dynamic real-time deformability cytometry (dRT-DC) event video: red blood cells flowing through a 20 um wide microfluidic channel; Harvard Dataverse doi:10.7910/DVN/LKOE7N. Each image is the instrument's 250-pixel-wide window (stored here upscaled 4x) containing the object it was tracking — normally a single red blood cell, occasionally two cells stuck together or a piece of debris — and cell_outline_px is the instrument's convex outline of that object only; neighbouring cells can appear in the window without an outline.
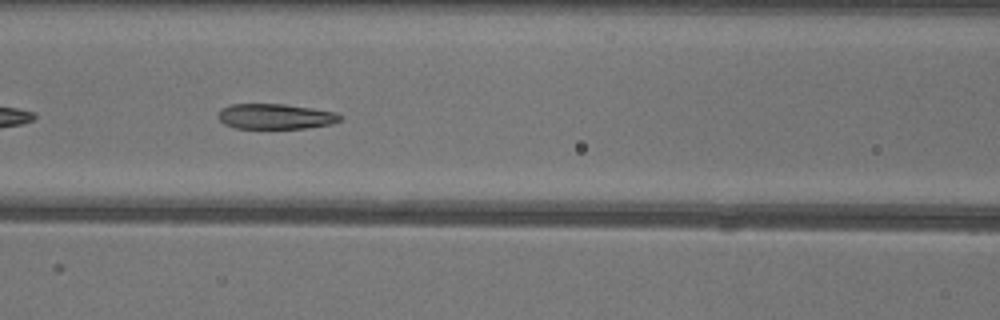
{"species": "common noctule bat (a hibernating species)", "species_latin": "Nyctalus noctula", "temperature_condition": "warm", "stored_images_in_passage": 31, "camera_frame_rate_fps": 3000, "um_per_image_px": 0.085, "animal": {"sex": "female"}, "frame": {"image": 1, "passage_image": 8, "time_ms": 2.333, "image_size_px": [1000, 320], "cell_outline_px": [[340, 120], [332, 124], [304, 128], [236, 128], [224, 124], [216, 116], [220, 108], [232, 104], [284, 104], [312, 108], [336, 112], [340, 116]], "centroid_in_image_um": [23.37, 9.89], "position_along_channel_um": 143.2, "area_um2": 17.98}}
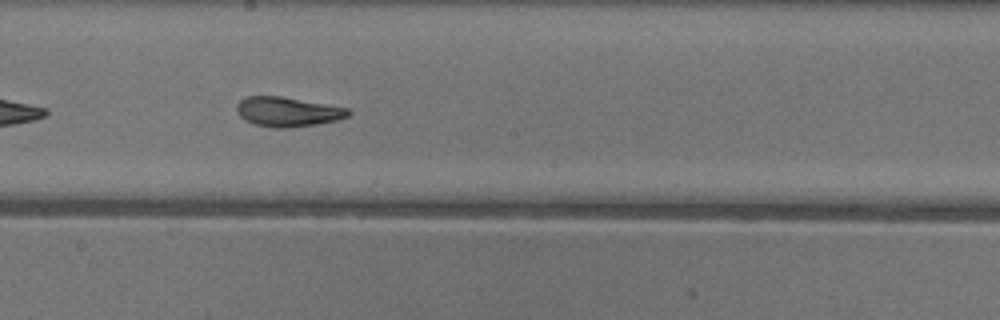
{"frame": {"image": 2, "passage_image": 14, "time_ms": 4.333, "image_size_px": [1000, 320], "cell_outline_px": [[352, 112], [348, 116], [340, 120], [316, 124], [288, 128], [272, 128], [256, 124], [244, 120], [236, 112], [236, 104], [240, 100], [248, 96], [280, 96], [348, 108]], "centroid_in_image_um": [24.44, 9.51], "position_along_channel_um": 223.8, "area_um2": 19.31}}
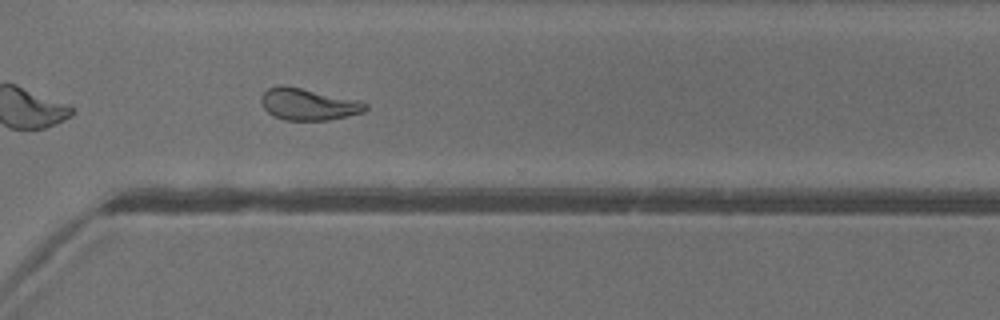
{"frame": {"image": 3, "passage_image": 23, "time_ms": 7.333, "image_size_px": [1000, 320], "cell_outline_px": [[368, 108], [364, 112], [328, 120], [284, 120], [268, 112], [264, 108], [260, 100], [260, 96], [268, 88], [276, 84], [284, 84], [360, 100], [368, 104]], "centroid_in_image_um": [26.2, 8.84], "position_along_channel_um": 344.4, "area_um2": 19.54}, "authors_computed_cell_mechanics": {"area_um2": 19.1318, "velocity_mm_per_s": 4.0373, "shape_relaxation_time_tau1_ms": 4.6549, "shape_relaxation_time_tau2_ms": 2.1517, "deformation_change_tau1": 0.1905, "deformation_change_tau2": 0.0842}}